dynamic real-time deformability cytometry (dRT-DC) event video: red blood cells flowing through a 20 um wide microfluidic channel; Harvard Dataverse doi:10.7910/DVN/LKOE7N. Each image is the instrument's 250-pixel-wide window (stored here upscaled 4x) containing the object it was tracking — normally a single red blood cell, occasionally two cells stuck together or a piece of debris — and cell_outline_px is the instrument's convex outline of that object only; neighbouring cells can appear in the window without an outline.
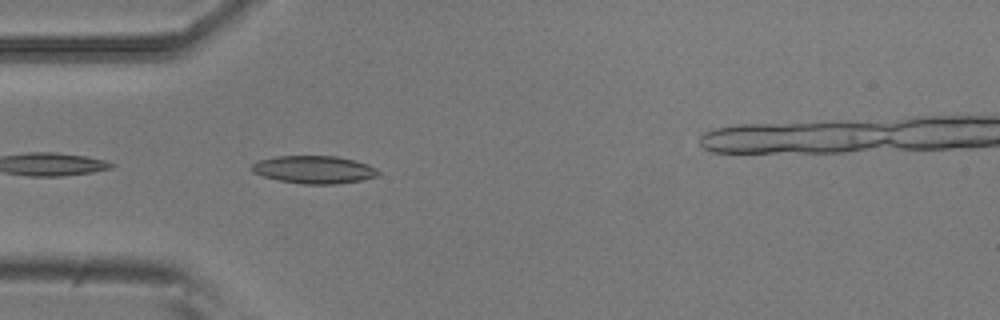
{"species": "common noctule bat (a hibernating species)", "species_latin": "Nyctalus noctula", "temperature_condition": "room temperature", "stored_images_in_passage": 7, "camera_frame_rate_fps": 3000, "um_per_image_px": 0.085, "animal": {"sex": "male", "body_mass_g": 20.5, "forearm_length_mm": 52.5}, "frame": {"image": 1, "passage_image": 3, "time_ms": 0.667, "image_size_px": [1000, 320], "cell_outline_px": [[380, 176], [364, 180], [336, 184], [300, 184], [280, 180], [264, 176], [252, 172], [248, 168], [252, 164], [260, 160], [276, 156], [336, 156], [356, 160], [368, 164], [376, 168], [380, 172]], "centroid_in_image_um": [26.73, 14.42], "position_along_channel_um": 58.3, "area_um2": 20.69}}